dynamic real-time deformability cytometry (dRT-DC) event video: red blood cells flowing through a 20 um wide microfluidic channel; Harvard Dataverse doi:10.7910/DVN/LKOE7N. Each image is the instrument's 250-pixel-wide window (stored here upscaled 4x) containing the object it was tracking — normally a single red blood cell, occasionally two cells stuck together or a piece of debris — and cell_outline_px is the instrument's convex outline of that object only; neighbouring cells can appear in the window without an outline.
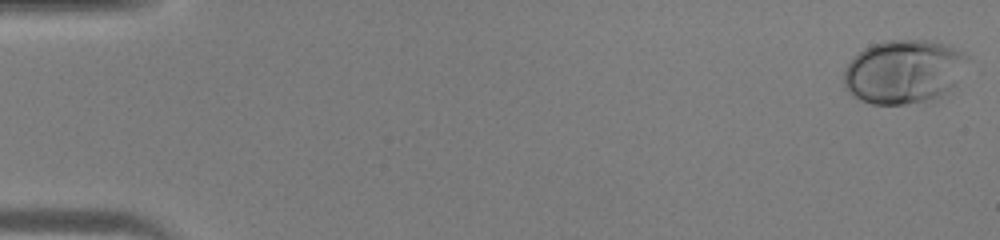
{"species": "human", "species_latin": "Homo sapiens", "temperature_condition": "warm", "stored_images_in_passage": 45, "camera_frame_rate_fps": 3000, "um_per_image_px": 0.085, "donor": {"sex": "male"}, "frame": {"image": 1, "passage_image": 1, "time_ms": 0.0, "image_size_px": [1000, 240], "cell_outline_px": [[968, 56], [956, 84], [940, 96], [924, 100], [904, 104], [872, 104], [860, 100], [852, 96], [848, 92], [844, 84], [844, 72], [852, 56], [864, 48], [872, 44], [888, 40], [932, 40], [944, 44], [964, 52]], "centroid_in_image_um": [76.78, 6.07], "position_along_channel_um": 8.2, "area_um2": 45.78}}
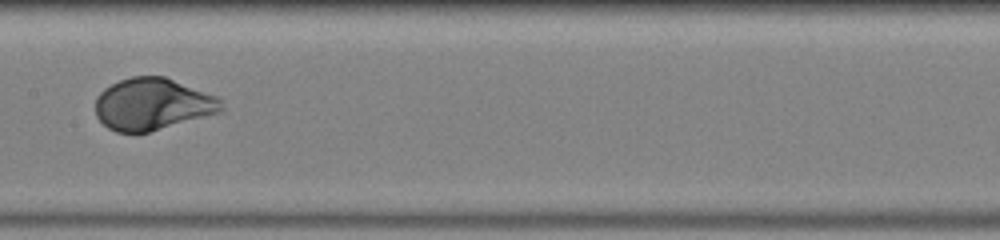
{"frame": {"image": 2, "passage_image": 24, "time_ms": 7.667, "image_size_px": [1000, 240], "cell_outline_px": [[224, 108], [220, 112], [148, 132], [116, 132], [108, 128], [96, 116], [96, 96], [104, 88], [120, 80], [132, 76], [164, 76], [216, 96], [220, 100]], "centroid_in_image_um": [12.94, 8.85], "position_along_channel_um": 194.5, "area_um2": 37.74}}
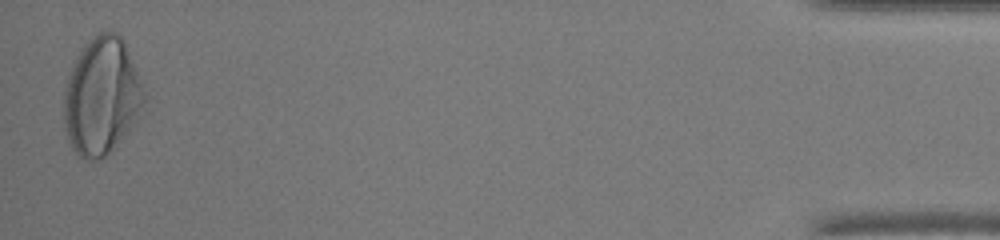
{"frame": {"image": 3, "passage_image": 45, "time_ms": 14.667, "image_size_px": [1000, 240], "cell_outline_px": [[148, 100], [128, 132], [100, 160], [84, 160], [72, 148], [68, 140], [64, 128], [64, 92], [68, 76], [76, 56], [80, 48], [96, 32], [116, 32], [124, 40], [148, 96]], "centroid_in_image_um": [8.65, 8.16], "position_along_channel_um": 426.5, "area_um2": 55.31}}